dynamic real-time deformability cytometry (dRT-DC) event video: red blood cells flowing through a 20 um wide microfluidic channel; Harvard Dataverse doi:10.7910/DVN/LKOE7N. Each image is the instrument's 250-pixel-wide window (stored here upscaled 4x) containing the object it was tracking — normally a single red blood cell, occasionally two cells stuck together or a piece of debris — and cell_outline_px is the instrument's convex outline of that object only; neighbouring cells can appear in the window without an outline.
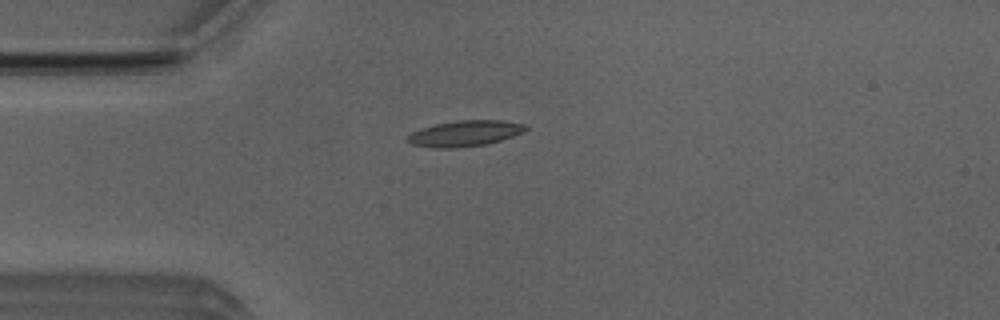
{"species": "Egyptian fruit bat (a non-hibernating species)", "species_latin": "Rousettus aegyptiacus", "temperature_condition": "room temperature", "stored_images_in_passage": 4, "camera_frame_rate_fps": 3000, "um_per_image_px": 0.085, "animal": {"sex": "male"}, "frame": {"image": 1, "passage_image": 4, "time_ms": 1.0, "image_size_px": [1000, 320], "cell_outline_px": [[528, 128], [512, 136], [488, 144], [456, 148], [432, 148], [412, 144], [408, 140], [408, 136], [412, 132], [420, 128], [436, 124], [456, 120], [500, 120], [524, 124]], "centroid_in_image_um": [39.48, 11.34], "position_along_channel_um": 45.5, "area_um2": 17.63}}